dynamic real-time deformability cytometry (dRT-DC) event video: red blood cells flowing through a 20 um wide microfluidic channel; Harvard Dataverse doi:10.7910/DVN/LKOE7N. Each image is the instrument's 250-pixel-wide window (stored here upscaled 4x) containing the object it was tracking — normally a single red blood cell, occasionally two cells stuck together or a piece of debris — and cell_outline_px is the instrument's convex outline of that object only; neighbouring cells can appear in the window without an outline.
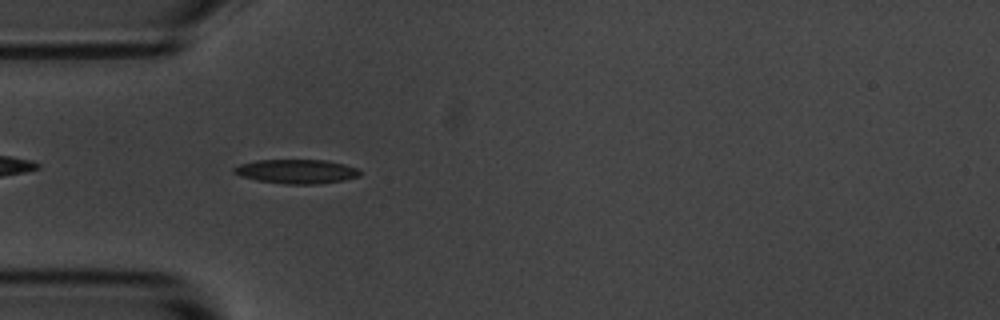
{"species": "common noctule bat (a hibernating species)", "species_latin": "Nyctalus noctula", "temperature_condition": "room temperature", "stored_images_in_passage": 42, "camera_frame_rate_fps": 3000, "um_per_image_px": 0.085, "animal": {"sex": "male", "body_mass_g": 20.1, "forearm_length_mm": 53.5}, "frame": {"image": 1, "passage_image": 3, "time_ms": 0.667, "image_size_px": [1000, 320], "cell_outline_px": [[360, 176], [344, 180], [320, 184], [284, 184], [256, 180], [240, 176], [232, 172], [232, 168], [240, 164], [256, 160], [324, 160], [344, 164], [356, 168], [360, 172]], "centroid_in_image_um": [25.17, 14.58], "position_along_channel_um": 59.8, "area_um2": 17.8}}
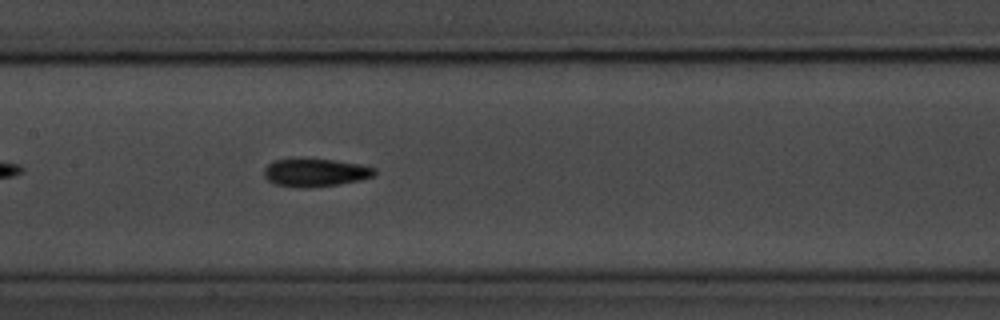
{"frame": {"image": 2, "passage_image": 13, "time_ms": 4.0, "image_size_px": [1000, 320], "cell_outline_px": [[376, 172], [372, 176], [360, 180], [340, 184], [308, 188], [296, 188], [272, 184], [264, 176], [264, 168], [268, 164], [276, 160], [332, 160], [356, 164], [376, 168]], "centroid_in_image_um": [26.77, 14.71], "position_along_channel_um": 180.6, "area_um2": 17.74}}
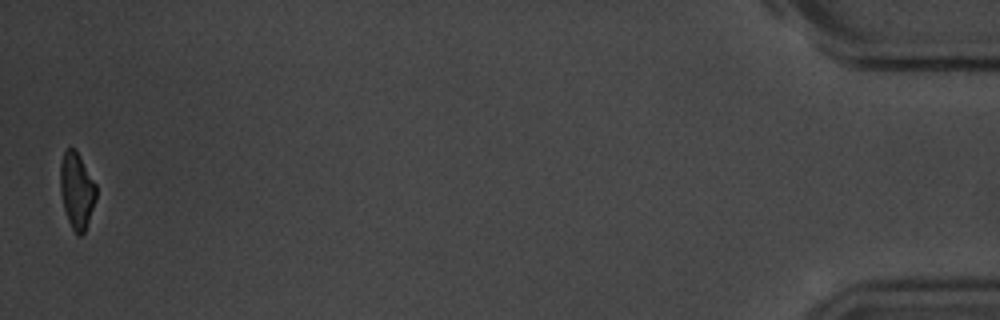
{"frame": {"image": 3, "passage_image": 41, "time_ms": 13.333, "image_size_px": [1000, 320], "cell_outline_px": [[96, 200], [84, 232], [80, 236], [76, 236], [68, 220], [64, 208], [60, 192], [60, 164], [64, 152], [68, 148], [76, 148], [96, 184]], "centroid_in_image_um": [6.52, 16.18], "position_along_channel_um": 428.7, "area_um2": 16.01}, "authors_computed_cell_mechanics": {"area_um2": 17.3111, "velocity_mm_per_s": 3.6659, "shape_relaxation_time_tau1_ms": 3.6466, "shape_relaxation_time_tau2_ms": 5.1454, "deformation_change_tau1": 0.1272, "deformation_change_tau2": 0.1194}}